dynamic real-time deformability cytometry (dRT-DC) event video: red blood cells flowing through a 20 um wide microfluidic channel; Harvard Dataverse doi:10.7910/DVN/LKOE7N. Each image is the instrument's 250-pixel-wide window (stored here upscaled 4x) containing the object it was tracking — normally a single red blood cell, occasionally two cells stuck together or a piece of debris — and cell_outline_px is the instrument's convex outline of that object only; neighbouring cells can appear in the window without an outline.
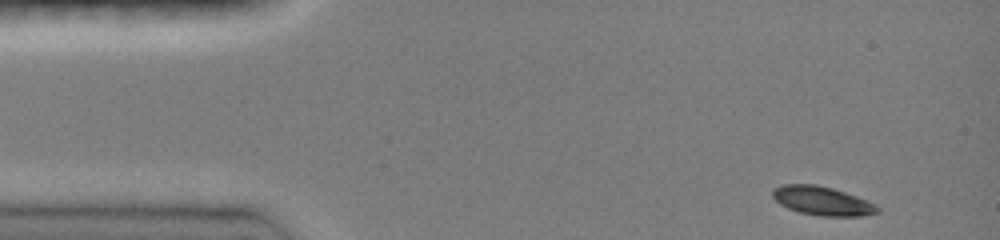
{"species": "common noctule bat (a hibernating species)", "species_latin": "Nyctalus noctula", "temperature_condition": "room temperature", "stored_images_in_passage": 41, "camera_frame_rate_fps": 3000, "um_per_image_px": 0.085, "animal": {"sex": "female", "body_mass_g": 19.0, "forearm_length_mm": 51.5}, "frame": {"image": 1, "passage_image": 1, "time_ms": 0.0, "image_size_px": [1000, 240], "cell_outline_px": [[880, 212], [860, 216], [820, 216], [800, 212], [788, 208], [780, 204], [772, 196], [772, 188], [784, 184], [816, 184], [832, 188], [856, 196], [876, 204], [880, 208]], "centroid_in_image_um": [69.89, 17.07], "position_along_channel_um": 15.1, "area_um2": 17.63}}
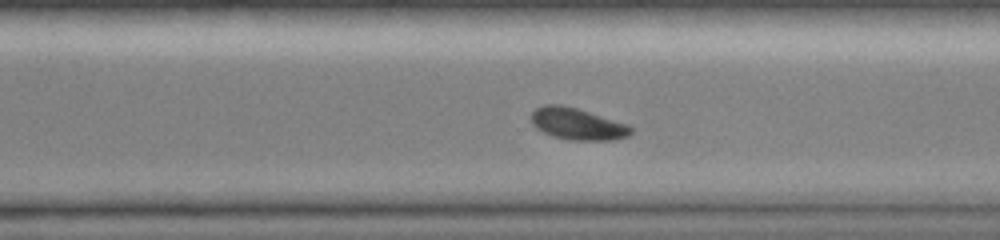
{"frame": {"image": 2, "passage_image": 30, "time_ms": 9.667, "image_size_px": [1000, 240], "cell_outline_px": [[632, 132], [628, 136], [612, 140], [572, 140], [552, 136], [536, 128], [532, 124], [532, 112], [536, 108], [544, 104], [560, 104], [576, 108], [628, 124], [632, 128]], "centroid_in_image_um": [49.07, 10.53], "position_along_channel_um": 321.5, "area_um2": 18.32}}
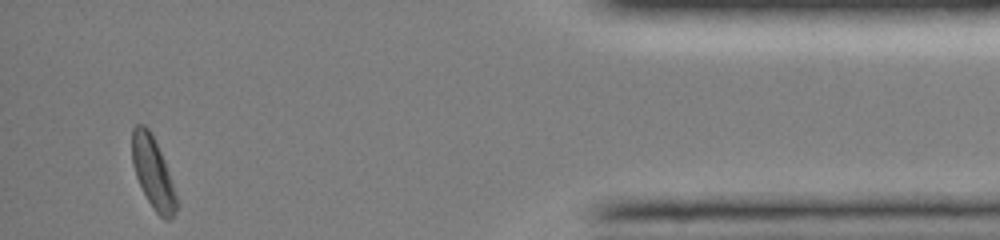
{"frame": {"image": 3, "passage_image": 41, "time_ms": 13.333, "image_size_px": [1000, 240], "cell_outline_px": [[176, 212], [168, 220], [164, 220], [156, 212], [148, 200], [136, 176], [132, 164], [132, 128], [136, 124], [144, 124], [148, 128], [164, 160], [176, 196]], "centroid_in_image_um": [12.97, 14.66], "position_along_channel_um": 422.2, "area_um2": 17.92}, "authors_computed_cell_mechanics": {"area_um2": 18.6694, "velocity_mm_per_s": 4.0903, "shape_relaxation_time_tau1_ms": 1.6017, "shape_relaxation_time_tau2_ms": null, "deformation_change_tau1": 0.1117, "deformation_change_tau2": null}}